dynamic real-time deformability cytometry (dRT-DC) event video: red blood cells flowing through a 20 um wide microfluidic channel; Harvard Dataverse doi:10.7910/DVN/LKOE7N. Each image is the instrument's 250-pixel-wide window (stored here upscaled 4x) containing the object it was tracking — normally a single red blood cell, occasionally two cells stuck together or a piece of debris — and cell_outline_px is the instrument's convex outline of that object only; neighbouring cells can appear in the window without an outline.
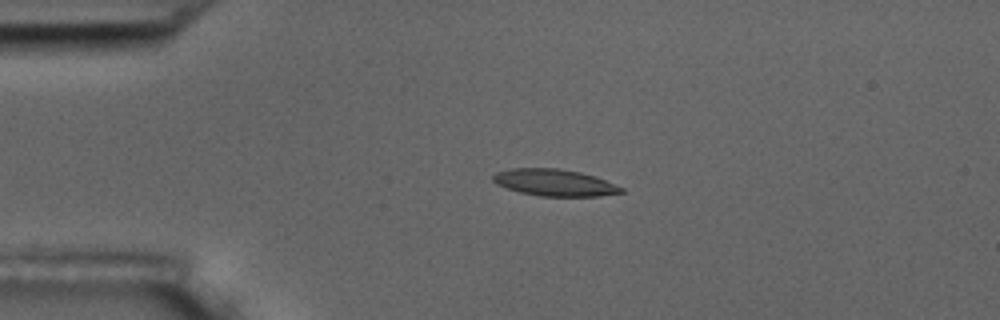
{"species": "common noctule bat (a hibernating species)", "species_latin": "Nyctalus noctula", "temperature_condition": "room temperature", "stored_images_in_passage": 4, "camera_frame_rate_fps": 3000, "um_per_image_px": 0.085, "animal": {"sex": "male", "body_mass_g": 17.5, "forearm_length_mm": 52.3}, "frame": {"image": 1, "passage_image": 3, "time_ms": 2.333, "image_size_px": [1000, 320], "cell_outline_px": [[624, 192], [600, 196], [540, 196], [520, 192], [496, 184], [492, 180], [492, 176], [496, 172], [512, 168], [560, 168], [580, 172], [596, 176], [624, 188]], "centroid_in_image_um": [47.14, 15.51], "position_along_channel_um": 37.9, "area_um2": 20.06}}